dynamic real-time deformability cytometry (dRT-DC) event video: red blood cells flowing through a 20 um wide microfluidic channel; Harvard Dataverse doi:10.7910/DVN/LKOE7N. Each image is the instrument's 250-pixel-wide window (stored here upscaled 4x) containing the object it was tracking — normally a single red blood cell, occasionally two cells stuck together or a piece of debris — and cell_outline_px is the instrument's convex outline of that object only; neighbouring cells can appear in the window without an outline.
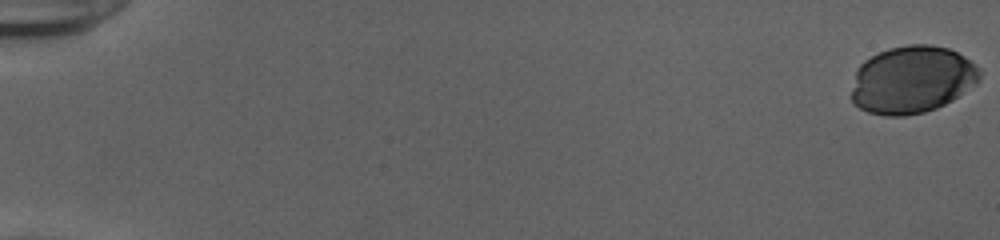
{"species": "human", "species_latin": "Homo sapiens", "temperature_condition": "cold", "stored_images_in_passage": 54, "camera_frame_rate_fps": 3000, "um_per_image_px": 0.085, "donor": {"sex": "female"}, "frame": {"image": 1, "passage_image": 1, "time_ms": 0.0, "image_size_px": [1000, 240], "cell_outline_px": [[980, 80], [976, 84], [952, 100], [936, 108], [924, 112], [904, 116], [884, 116], [868, 112], [860, 108], [852, 100], [852, 92], [856, 72], [860, 64], [864, 60], [888, 48], [908, 44], [932, 44], [948, 48], [964, 56], [976, 64], [980, 68]], "centroid_in_image_um": [77.54, 6.76], "position_along_channel_um": 7.5, "area_um2": 50.46}}
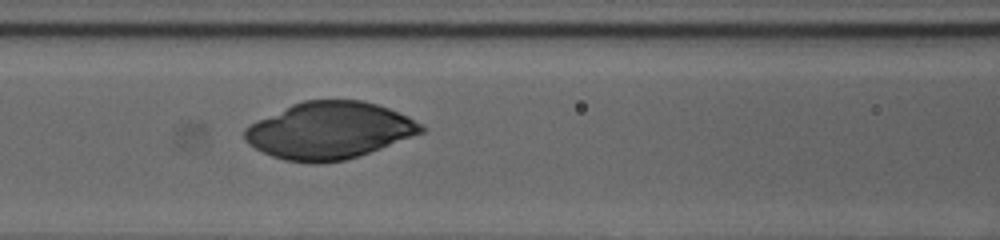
{"frame": {"image": 2, "passage_image": 26, "time_ms": 8.333, "image_size_px": [1000, 240], "cell_outline_px": [[428, 128], [424, 132], [380, 148], [344, 160], [316, 164], [284, 160], [272, 156], [248, 144], [244, 140], [244, 128], [256, 120], [292, 104], [304, 100], [360, 100], [376, 104], [388, 108], [408, 116]], "centroid_in_image_um": [27.97, 11.09], "position_along_channel_um": 138.6, "area_um2": 58.38}}
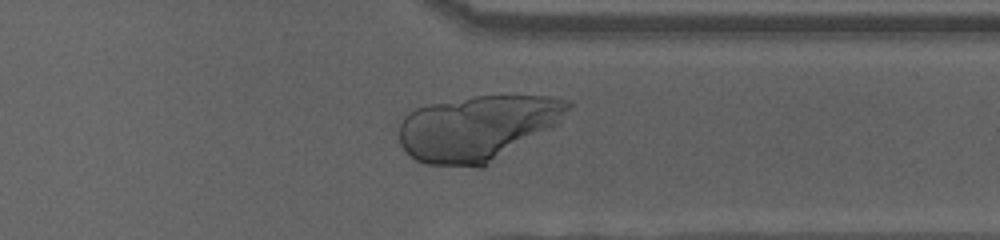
{"frame": {"image": 3, "passage_image": 44, "time_ms": 14.333, "image_size_px": [1000, 240], "cell_outline_px": [[572, 104], [560, 120], [556, 124], [484, 168], [480, 168], [424, 164], [408, 156], [400, 144], [400, 124], [404, 116], [416, 108], [428, 104], [476, 96], [548, 96], [572, 100]], "centroid_in_image_um": [40.55, 10.9], "position_along_channel_um": 370.8, "area_um2": 64.39}}